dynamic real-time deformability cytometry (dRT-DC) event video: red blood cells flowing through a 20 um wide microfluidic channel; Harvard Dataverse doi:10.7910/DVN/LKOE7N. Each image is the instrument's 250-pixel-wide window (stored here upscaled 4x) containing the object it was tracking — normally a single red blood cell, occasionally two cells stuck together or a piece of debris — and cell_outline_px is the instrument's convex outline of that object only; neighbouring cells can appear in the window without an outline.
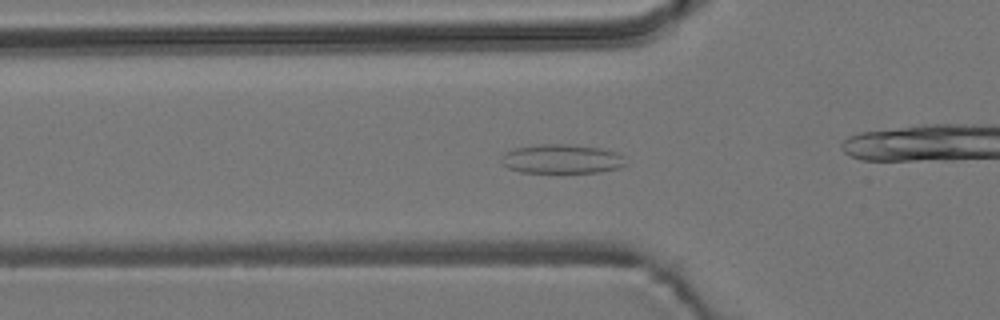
{"species": "common noctule bat (a hibernating species)", "species_latin": "Nyctalus noctula", "temperature_condition": "room temperature", "stored_images_in_passage": 29, "camera_frame_rate_fps": 3000, "um_per_image_px": 0.085, "animal": {"sex": "male", "body_mass_g": 19.2, "forearm_length_mm": 51.8}, "frame": {"image": 1, "passage_image": 3, "time_ms": 0.667, "image_size_px": [1000, 320], "cell_outline_px": [[628, 164], [620, 168], [600, 172], [560, 176], [520, 172], [508, 168], [500, 164], [500, 160], [504, 152], [516, 148], [540, 144], [568, 144], [600, 148], [616, 152], [624, 156]], "centroid_in_image_um": [47.75, 13.57], "position_along_channel_um": 78.0, "area_um2": 22.48}}
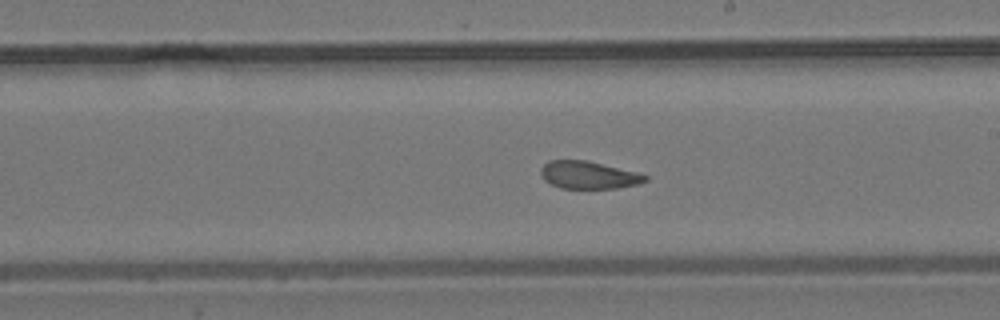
{"frame": {"image": 2, "passage_image": 16, "time_ms": 5.0, "image_size_px": [1000, 320], "cell_outline_px": [[648, 180], [636, 184], [616, 188], [560, 188], [544, 180], [540, 172], [540, 168], [548, 160], [588, 160], [636, 172], [648, 176]], "centroid_in_image_um": [49.99, 14.86], "position_along_channel_um": 239.0, "area_um2": 16.7}}
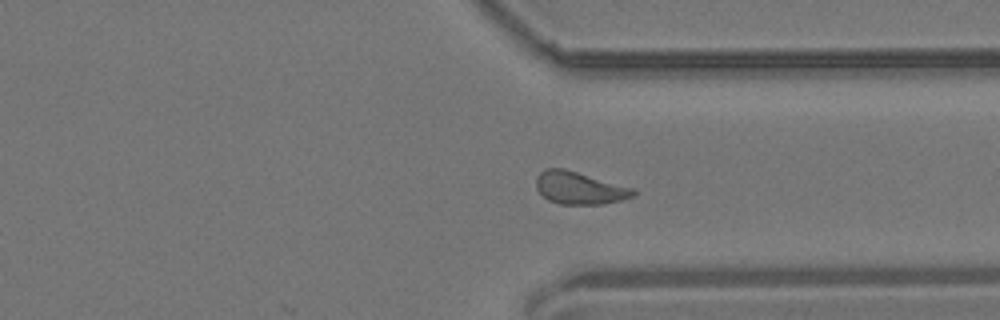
{"frame": {"image": 3, "passage_image": 26, "time_ms": 8.333, "image_size_px": [1000, 320], "cell_outline_px": [[636, 192], [632, 196], [620, 200], [604, 204], [560, 204], [548, 200], [536, 188], [536, 176], [544, 168], [564, 168], [636, 188]], "centroid_in_image_um": [49.25, 15.96], "position_along_channel_um": 362.1, "area_um2": 18.5}, "authors_computed_cell_mechanics": {"area_um2": 17.629, "velocity_mm_per_s": 3.7013, "shape_relaxation_time_tau1_ms": null, "shape_relaxation_time_tau2_ms": 1.7106, "deformation_change_tau1": null, "deformation_change_tau2": 0.0788}}